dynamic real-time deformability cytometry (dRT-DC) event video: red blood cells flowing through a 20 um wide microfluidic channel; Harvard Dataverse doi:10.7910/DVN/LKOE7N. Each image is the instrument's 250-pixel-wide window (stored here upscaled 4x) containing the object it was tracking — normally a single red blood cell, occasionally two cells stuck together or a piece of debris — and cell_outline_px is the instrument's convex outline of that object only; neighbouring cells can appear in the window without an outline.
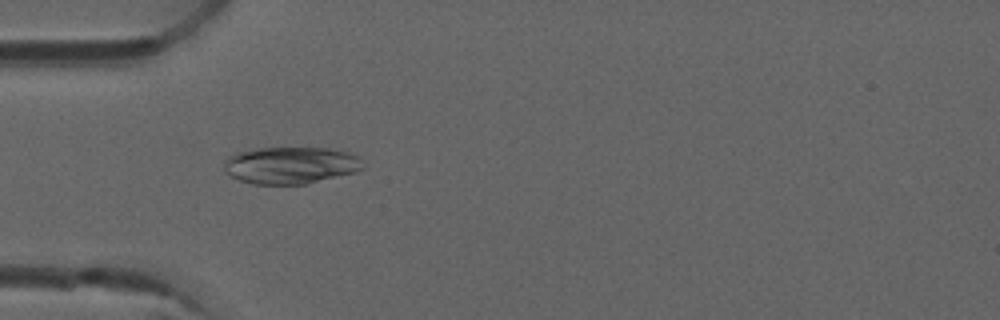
{"species": "common noctule bat (a hibernating species)", "species_latin": "Nyctalus noctula", "temperature_condition": "room temperature", "stored_images_in_passage": 38, "camera_frame_rate_fps": 3000, "um_per_image_px": 0.085, "animal": {"sex": "male", "forearm_length_mm": 52.5}, "frame": {"image": 1, "passage_image": 2, "time_ms": 0.333, "image_size_px": [1000, 320], "cell_outline_px": [[364, 168], [356, 172], [304, 184], [252, 184], [240, 180], [224, 172], [224, 160], [228, 156], [236, 152], [260, 148], [328, 148], [348, 152], [360, 156]], "centroid_in_image_um": [24.7, 14.04], "position_along_channel_um": 60.3, "area_um2": 30.06}}
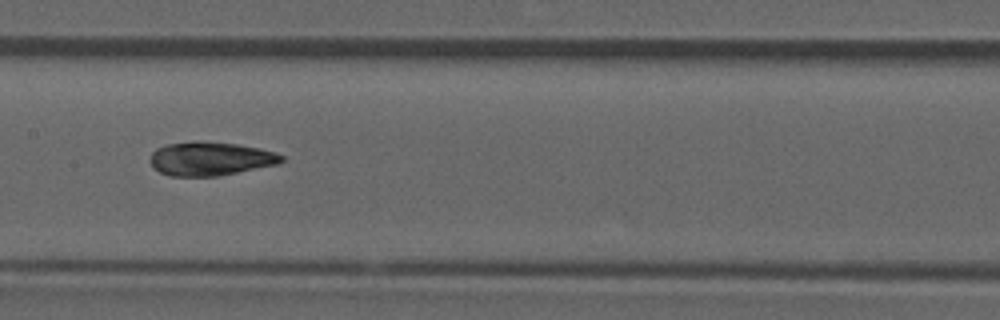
{"frame": {"image": 2, "passage_image": 12, "time_ms": 3.667, "image_size_px": [1000, 320], "cell_outline_px": [[284, 160], [280, 164], [220, 176], [168, 176], [160, 172], [152, 164], [152, 152], [156, 148], [164, 144], [196, 140], [236, 144], [260, 148], [276, 152], [284, 156]], "centroid_in_image_um": [17.93, 13.48], "position_along_channel_um": 189.5, "area_um2": 26.07}}
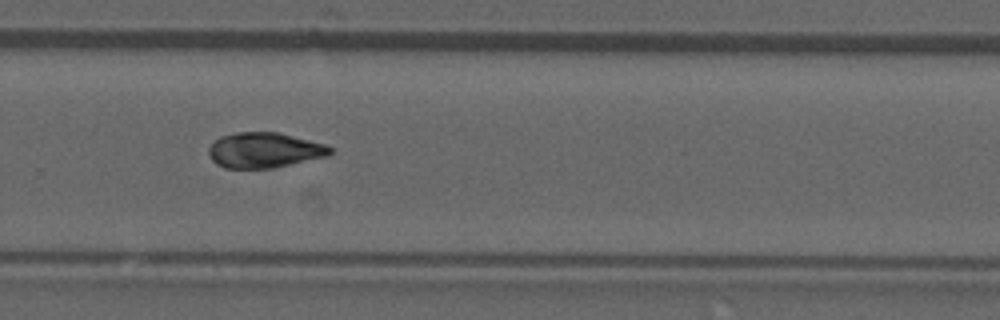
{"frame": {"image": 3, "passage_image": 21, "time_ms": 6.667, "image_size_px": [1000, 320], "cell_outline_px": [[332, 152], [328, 156], [272, 168], [224, 168], [216, 164], [212, 160], [208, 152], [208, 148], [220, 136], [236, 132], [280, 132], [324, 144], [332, 148]], "centroid_in_image_um": [22.45, 12.76], "position_along_channel_um": 307.3, "area_um2": 24.97}, "authors_computed_cell_mechanics": {"area_um2": 25.432, "velocity_mm_per_s": 3.9414, "shape_relaxation_time_tau1_ms": null, "shape_relaxation_time_tau2_ms": 1.5424, "deformation_change_tau1": null, "deformation_change_tau2": 0.0328}}